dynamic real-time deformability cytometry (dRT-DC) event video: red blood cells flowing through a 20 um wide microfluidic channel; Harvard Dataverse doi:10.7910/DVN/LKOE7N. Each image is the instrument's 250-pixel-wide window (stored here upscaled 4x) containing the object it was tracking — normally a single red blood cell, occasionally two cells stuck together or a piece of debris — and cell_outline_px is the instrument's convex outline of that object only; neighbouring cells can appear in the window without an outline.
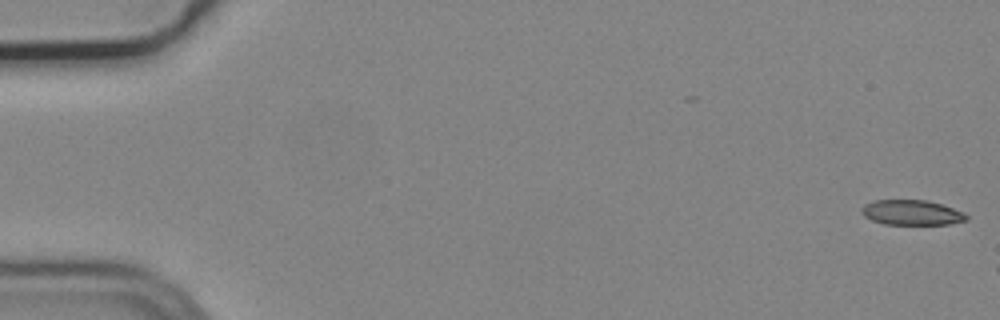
{"species": "common noctule bat (a hibernating species)", "species_latin": "Nyctalus noctula", "temperature_condition": "cold", "stored_images_in_passage": 4, "camera_frame_rate_fps": 3000, "um_per_image_px": 0.085, "animal": {"sex": "male", "body_mass_g": 19.2, "forearm_length_mm": 51.8}, "frame": {"image": 1, "passage_image": 1, "time_ms": 0.0, "image_size_px": [1000, 320], "cell_outline_px": [[968, 220], [948, 224], [884, 224], [872, 220], [864, 216], [860, 212], [860, 208], [864, 204], [872, 200], [924, 200], [940, 204], [964, 212], [968, 216]], "centroid_in_image_um": [77.45, 18.06], "position_along_channel_um": 7.5, "area_um2": 15.32}}